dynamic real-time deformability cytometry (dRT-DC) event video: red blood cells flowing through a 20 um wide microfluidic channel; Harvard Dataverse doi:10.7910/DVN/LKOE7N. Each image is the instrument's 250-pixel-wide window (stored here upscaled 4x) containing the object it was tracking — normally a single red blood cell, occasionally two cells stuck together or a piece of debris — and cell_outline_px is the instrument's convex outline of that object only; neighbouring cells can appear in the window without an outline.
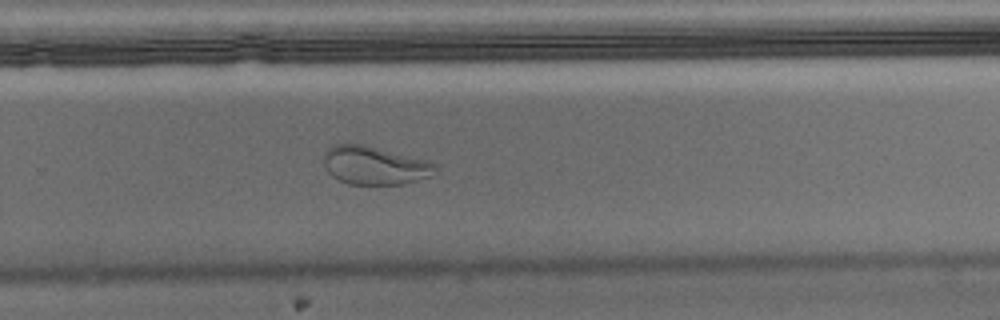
{"species": "Egyptian fruit bat (a non-hibernating species)", "species_latin": "Rousettus aegyptiacus", "temperature_condition": "warm", "stored_images_in_passage": 37, "camera_frame_rate_fps": 3000, "um_per_image_px": 0.085, "animal": {"sex": "male"}, "frame": {"image": 1, "passage_image": 22, "time_ms": 7.0, "image_size_px": [1000, 320], "cell_outline_px": [[436, 172], [432, 176], [404, 184], [348, 184], [332, 176], [328, 172], [324, 164], [324, 152], [332, 144], [364, 144], [428, 160], [436, 164]], "centroid_in_image_um": [31.85, 14.05], "position_along_channel_um": 297.9, "area_um2": 25.09}}